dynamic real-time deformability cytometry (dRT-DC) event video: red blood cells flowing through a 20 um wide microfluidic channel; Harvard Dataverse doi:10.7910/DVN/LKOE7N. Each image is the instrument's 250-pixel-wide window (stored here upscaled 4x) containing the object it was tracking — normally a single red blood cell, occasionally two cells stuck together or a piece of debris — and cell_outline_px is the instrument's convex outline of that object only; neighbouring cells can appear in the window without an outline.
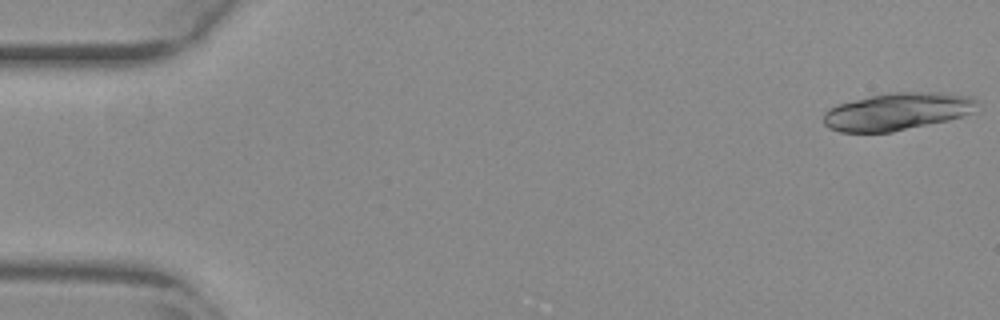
{"species": "common noctule bat (a hibernating species)", "species_latin": "Nyctalus noctula", "temperature_condition": "warm", "stored_images_in_passage": 18, "camera_frame_rate_fps": 3000, "um_per_image_px": 0.085, "animal": {"sex": "female", "body_mass_g": 29.2, "forearm_length_mm": 56.3}, "frame": {"image": 1, "passage_image": 1, "time_ms": 0.0, "image_size_px": [1000, 320], "cell_outline_px": [[976, 112], [948, 120], [892, 132], [840, 132], [828, 128], [824, 124], [824, 112], [828, 108], [836, 104], [888, 92], [944, 92], [972, 96], [976, 100]], "centroid_in_image_um": [76.27, 9.47], "position_along_channel_um": 8.7, "area_um2": 33.76}}